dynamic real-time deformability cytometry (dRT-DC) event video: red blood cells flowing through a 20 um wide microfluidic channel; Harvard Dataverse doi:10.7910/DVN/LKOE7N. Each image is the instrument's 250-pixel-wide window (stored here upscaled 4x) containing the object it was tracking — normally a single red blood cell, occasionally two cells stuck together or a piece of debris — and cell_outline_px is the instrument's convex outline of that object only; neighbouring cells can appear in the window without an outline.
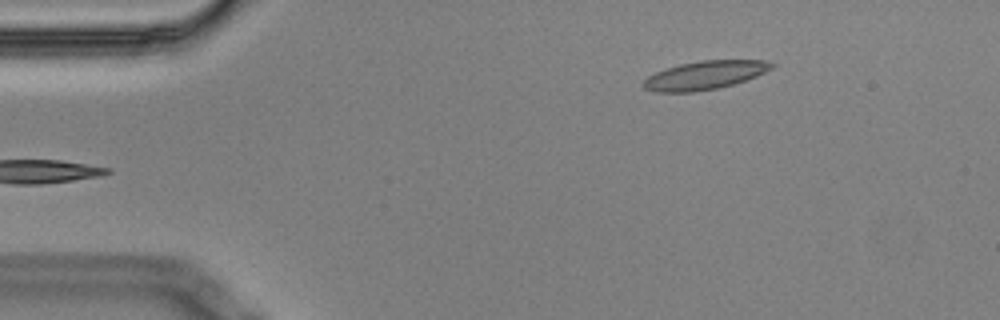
{"species": "Egyptian fruit bat (a non-hibernating species)", "species_latin": "Rousettus aegyptiacus", "temperature_condition": "cold", "stored_images_in_passage": 6, "camera_frame_rate_fps": 3000, "um_per_image_px": 0.085, "animal": {"sex": "male"}, "frame": {"image": 1, "passage_image": 6, "time_ms": 1.667, "image_size_px": [1000, 320], "cell_outline_px": [[776, 64], [772, 68], [756, 76], [732, 84], [716, 88], [692, 92], [656, 92], [644, 88], [640, 84], [648, 76], [656, 72], [680, 64], [700, 60], [764, 60]], "centroid_in_image_um": [59.88, 6.39], "position_along_channel_um": 25.1, "area_um2": 21.1}}